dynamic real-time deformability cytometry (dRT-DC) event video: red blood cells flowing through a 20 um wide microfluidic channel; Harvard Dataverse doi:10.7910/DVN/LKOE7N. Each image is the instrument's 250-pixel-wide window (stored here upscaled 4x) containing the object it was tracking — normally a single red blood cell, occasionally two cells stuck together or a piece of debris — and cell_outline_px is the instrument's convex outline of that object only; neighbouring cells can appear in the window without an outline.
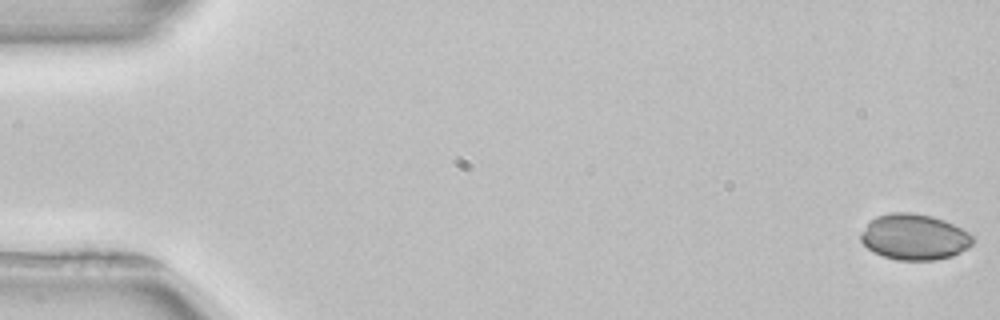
{"species": "common noctule bat (a hibernating species)", "species_latin": "Nyctalus noctula", "temperature_condition": "room temperature", "stored_images_in_passage": 53, "camera_frame_rate_fps": 3000, "um_per_image_px": 0.085, "animal": {"sex": "female", "body_mass_g": 22.7, "forearm_length_mm": 54.2}, "frame": {"image": 1, "passage_image": 1, "time_ms": 0.0, "image_size_px": [1000, 320], "cell_outline_px": [[976, 240], [968, 248], [952, 256], [932, 260], [896, 260], [872, 252], [860, 240], [860, 232], [868, 220], [876, 216], [892, 212], [912, 212], [932, 216], [944, 220], [968, 232]], "centroid_in_image_um": [77.68, 20.13], "position_along_channel_um": 7.3, "area_um2": 30.17}}
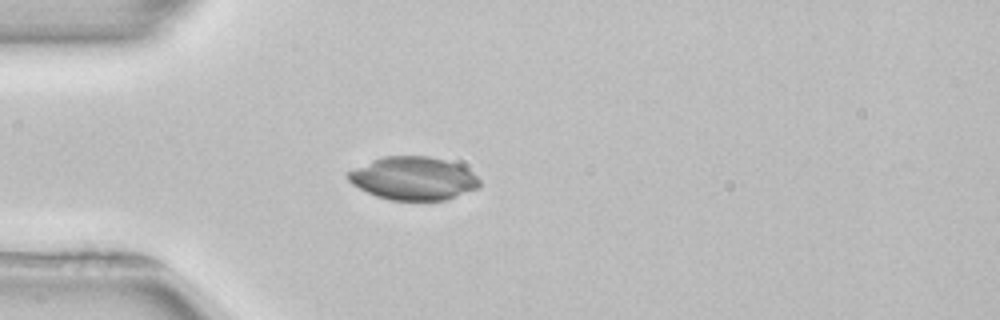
{"frame": {"image": 2, "passage_image": 15, "time_ms": 4.667, "image_size_px": [1000, 320], "cell_outline_px": [[480, 188], [444, 200], [388, 200], [376, 196], [352, 184], [348, 180], [348, 172], [372, 160], [384, 156], [428, 156], [444, 160], [456, 164], [472, 172], [480, 180]], "centroid_in_image_um": [35.15, 15.17], "position_along_channel_um": 49.9, "area_um2": 32.77}}
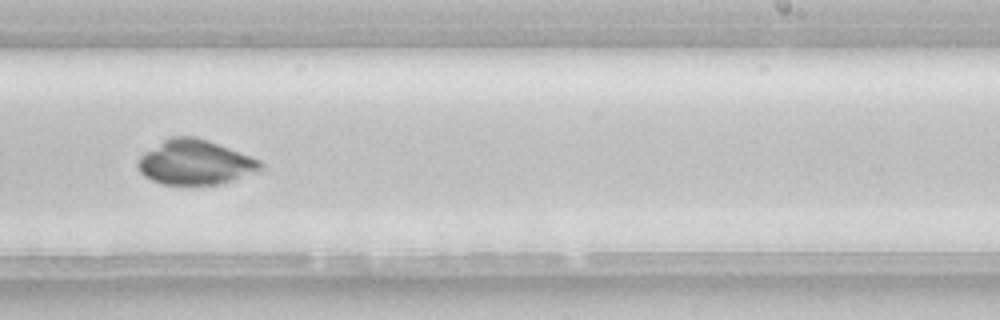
{"frame": {"image": 3, "passage_image": 33, "time_ms": 10.667, "image_size_px": [1000, 320], "cell_outline_px": [[264, 164], [256, 172], [220, 184], [164, 184], [152, 180], [144, 176], [140, 172], [136, 164], [140, 156], [144, 152], [164, 140], [172, 136], [192, 136], [208, 140], [260, 160]], "centroid_in_image_um": [16.56, 13.79], "position_along_channel_um": 272.4, "area_um2": 31.62}}